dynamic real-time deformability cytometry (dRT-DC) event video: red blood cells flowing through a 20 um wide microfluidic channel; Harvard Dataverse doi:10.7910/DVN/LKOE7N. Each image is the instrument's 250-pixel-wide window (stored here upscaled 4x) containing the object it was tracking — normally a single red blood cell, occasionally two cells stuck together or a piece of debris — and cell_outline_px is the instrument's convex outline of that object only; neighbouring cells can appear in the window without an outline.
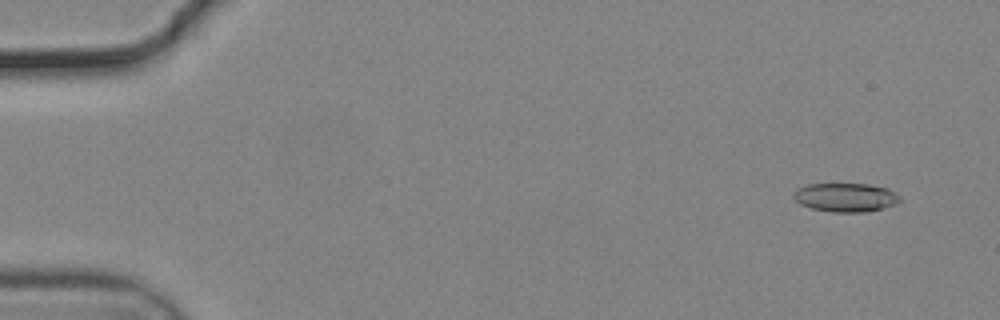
{"species": "common noctule bat (a hibernating species)", "species_latin": "Nyctalus noctula", "temperature_condition": "cold", "stored_images_in_passage": 56, "camera_frame_rate_fps": 3000, "um_per_image_px": 0.085, "animal": {"sex": "male", "body_mass_g": 19.2, "forearm_length_mm": 51.8}, "frame": {"image": 1, "passage_image": 4, "time_ms": 1.0, "image_size_px": [1000, 320], "cell_outline_px": [[900, 200], [896, 204], [884, 208], [864, 212], [832, 212], [812, 208], [800, 204], [792, 196], [792, 192], [796, 188], [808, 184], [868, 184], [888, 188], [896, 192], [900, 196]], "centroid_in_image_um": [71.87, 16.77], "position_along_channel_um": 13.1, "area_um2": 17.98}}
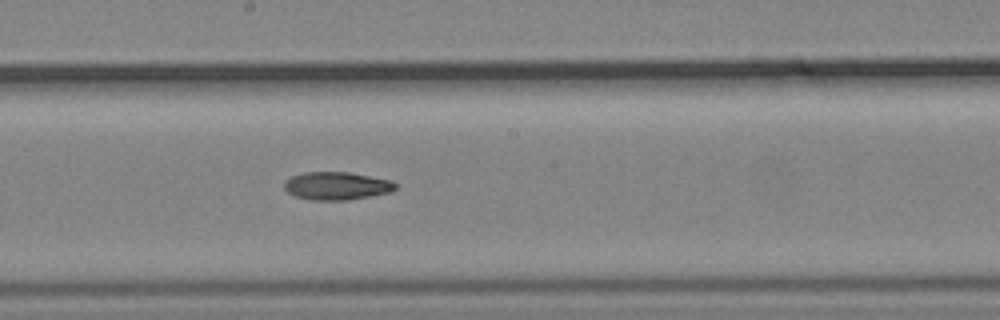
{"frame": {"image": 2, "passage_image": 31, "time_ms": 10.0, "image_size_px": [1000, 320], "cell_outline_px": [[396, 188], [388, 192], [348, 200], [312, 200], [296, 196], [288, 192], [284, 188], [284, 184], [292, 176], [304, 172], [348, 172], [392, 180], [396, 184]], "centroid_in_image_um": [28.61, 15.79], "position_along_channel_um": 219.6, "area_um2": 17.86}}
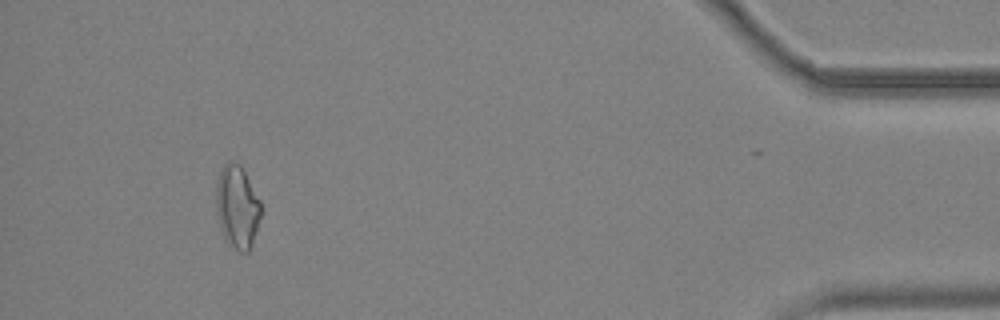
{"frame": {"image": 3, "passage_image": 52, "time_ms": 17.0, "image_size_px": [1000, 320], "cell_outline_px": [[260, 216], [248, 252], [240, 252], [228, 244], [224, 240], [220, 228], [216, 212], [216, 184], [220, 172], [224, 164], [228, 160], [240, 164], [260, 200]], "centroid_in_image_um": [20.12, 17.57], "position_along_channel_um": 415.1, "area_um2": 21.44}, "authors_computed_cell_mechanics": {"area_um2": 18.3226, "velocity_mm_per_s": 3.7147, "shape_relaxation_time_tau1_ms": 11.0751, "shape_relaxation_time_tau2_ms": null, "deformation_change_tau1": 0.2089, "deformation_change_tau2": null}}